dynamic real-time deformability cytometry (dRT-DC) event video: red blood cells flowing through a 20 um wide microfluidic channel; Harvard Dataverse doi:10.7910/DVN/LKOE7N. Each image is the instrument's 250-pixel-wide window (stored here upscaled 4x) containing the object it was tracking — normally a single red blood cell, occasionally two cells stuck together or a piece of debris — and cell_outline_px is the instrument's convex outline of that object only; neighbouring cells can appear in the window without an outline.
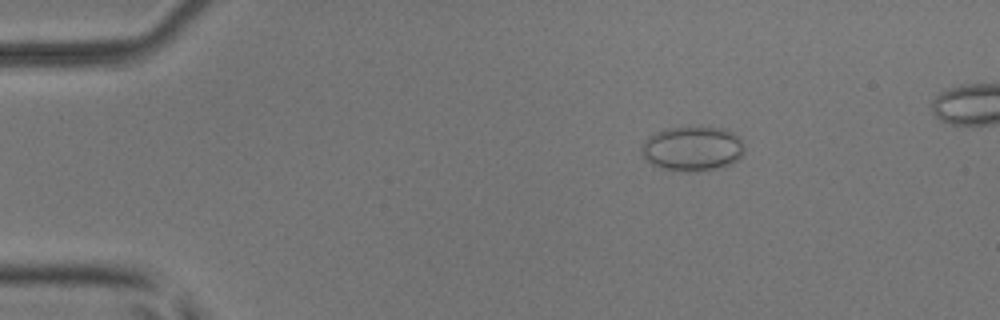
{"species": "common noctule bat (a hibernating species)", "species_latin": "Nyctalus noctula", "temperature_condition": "room temperature", "stored_images_in_passage": 52, "camera_frame_rate_fps": 3000, "um_per_image_px": 0.085, "animal": {"sex": "male", "body_mass_g": 17.9, "forearm_length_mm": 54.2}, "frame": {"image": 1, "passage_image": 9, "time_ms": 2.667, "image_size_px": [1000, 320], "cell_outline_px": [[744, 152], [736, 160], [728, 164], [712, 168], [692, 172], [688, 172], [660, 168], [652, 164], [644, 156], [640, 148], [644, 140], [656, 132], [664, 128], [724, 128], [740, 136], [744, 148]], "centroid_in_image_um": [58.84, 12.63], "position_along_channel_um": 26.2, "area_um2": 26.41}}
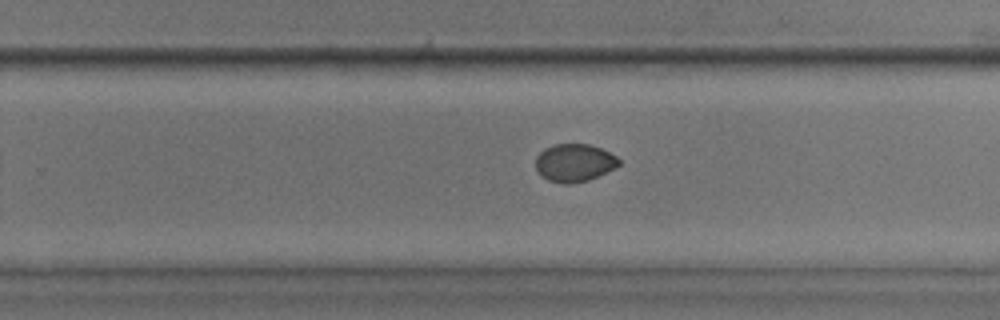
{"frame": {"image": 2, "passage_image": 34, "time_ms": 11.0, "image_size_px": [1000, 320], "cell_outline_px": [[620, 164], [616, 168], [588, 180], [568, 184], [564, 184], [548, 180], [540, 176], [536, 168], [536, 156], [544, 148], [556, 144], [588, 144], [600, 148], [616, 156], [620, 160]], "centroid_in_image_um": [48.81, 13.84], "position_along_channel_um": 281.0, "area_um2": 18.38}}
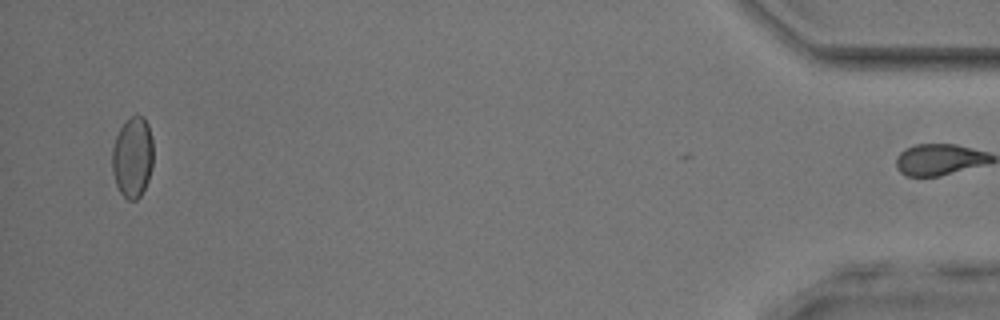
{"frame": {"image": 3, "passage_image": 51, "time_ms": 16.667, "image_size_px": [1000, 320], "cell_outline_px": [[152, 168], [148, 180], [140, 196], [136, 200], [128, 200], [120, 192], [116, 184], [112, 172], [112, 148], [116, 136], [120, 128], [136, 112], [144, 116], [148, 124], [152, 140]], "centroid_in_image_um": [11.27, 13.34], "position_along_channel_um": 423.9, "area_um2": 19.42}, "authors_computed_cell_mechanics": {"area_um2": 19.363, "velocity_mm_per_s": 3.9579, "shape_relaxation_time_tau1_ms": 11.3587, "shape_relaxation_time_tau2_ms": null, "deformation_change_tau1": 0.1093, "deformation_change_tau2": null}}